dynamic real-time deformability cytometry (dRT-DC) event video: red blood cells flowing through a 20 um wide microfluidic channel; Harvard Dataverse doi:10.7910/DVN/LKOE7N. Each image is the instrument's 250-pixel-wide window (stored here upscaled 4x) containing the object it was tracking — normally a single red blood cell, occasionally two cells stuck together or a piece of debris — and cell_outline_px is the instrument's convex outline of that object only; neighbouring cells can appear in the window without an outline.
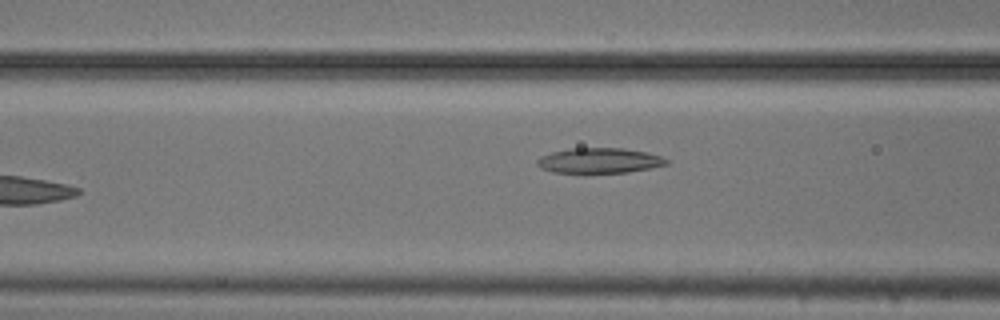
{"species": "common noctule bat (a hibernating species)", "species_latin": "Nyctalus noctula", "temperature_condition": "cold", "stored_images_in_passage": 7, "camera_frame_rate_fps": 3000, "um_per_image_px": 0.085, "animal": {"sex": "male", "body_mass_g": 20.5, "forearm_length_mm": 52.5}, "frame": {"image": 1, "passage_image": 6, "time_ms": 1.667, "image_size_px": [1000, 320], "cell_outline_px": [[668, 164], [628, 172], [552, 172], [540, 168], [536, 164], [536, 160], [540, 156], [552, 152], [568, 148], [624, 148], [644, 152], [660, 156], [668, 160]], "centroid_in_image_um": [50.89, 13.64], "position_along_channel_um": 115.7, "area_um2": 18.79}}
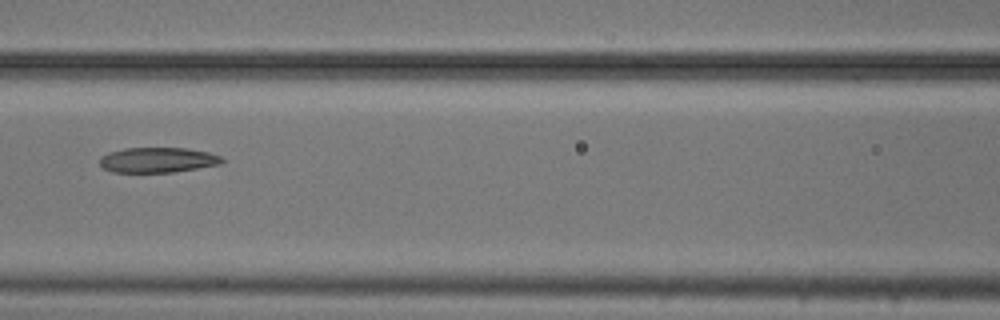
{"frame": {"image": 2, "passage_image": 7, "time_ms": 2.0, "image_size_px": [1000, 320], "cell_outline_px": [[224, 160], [220, 164], [172, 172], [112, 172], [104, 168], [100, 164], [100, 156], [108, 152], [124, 148], [188, 148], [208, 152], [220, 156]], "centroid_in_image_um": [13.37, 13.59], "position_along_channel_um": 153.2, "area_um2": 17.86}}